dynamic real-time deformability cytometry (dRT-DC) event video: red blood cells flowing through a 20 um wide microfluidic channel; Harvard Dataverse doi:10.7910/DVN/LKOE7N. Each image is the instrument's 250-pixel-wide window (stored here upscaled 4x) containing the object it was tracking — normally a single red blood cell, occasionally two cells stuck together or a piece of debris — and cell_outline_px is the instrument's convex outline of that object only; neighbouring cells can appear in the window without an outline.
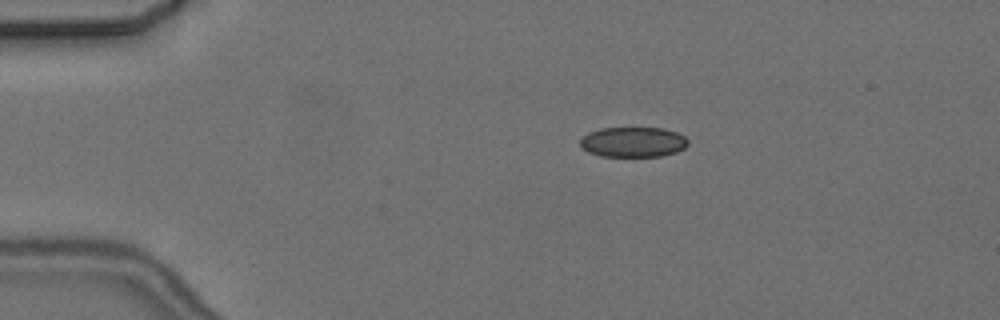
{"species": "common noctule bat (a hibernating species)", "species_latin": "Nyctalus noctula", "temperature_condition": "cold", "stored_images_in_passage": 3, "camera_frame_rate_fps": 3000, "um_per_image_px": 0.085, "animal": {"sex": "female", "body_mass_g": 24.6, "forearm_length_mm": 56.2}, "frame": {"image": 1, "passage_image": 1, "time_ms": 0.0, "image_size_px": [1000, 320], "cell_outline_px": [[688, 144], [684, 148], [676, 152], [660, 156], [600, 156], [588, 152], [580, 144], [580, 140], [588, 132], [600, 128], [664, 128], [676, 132], [684, 136], [688, 140]], "centroid_in_image_um": [53.82, 12.07], "position_along_channel_um": 31.2, "area_um2": 18.9}}